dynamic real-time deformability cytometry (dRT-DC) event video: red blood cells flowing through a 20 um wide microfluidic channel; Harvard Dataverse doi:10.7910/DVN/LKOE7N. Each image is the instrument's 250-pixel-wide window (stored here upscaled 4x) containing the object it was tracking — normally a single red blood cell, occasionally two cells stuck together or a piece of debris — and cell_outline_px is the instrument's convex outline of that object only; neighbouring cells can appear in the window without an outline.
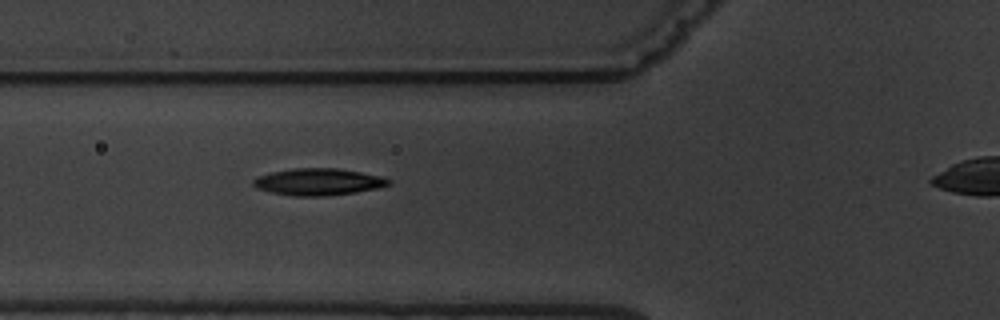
{"species": "common noctule bat (a hibernating species)", "species_latin": "Nyctalus noctula", "temperature_condition": "warm", "stored_images_in_passage": 5, "segment_of_instrument_passage": [1, 2], "camera_frame_rate_fps": 3000, "um_per_image_px": 0.085, "animal": {"sex": "male", "body_mass_g": 19.5, "forearm_length_mm": 54.6}, "frame": {"image": 1, "passage_image": 4, "time_ms": 3.333, "image_size_px": [1000, 320], "cell_outline_px": [[392, 184], [380, 188], [356, 192], [324, 196], [296, 196], [272, 192], [256, 188], [252, 184], [252, 180], [260, 176], [272, 172], [292, 168], [336, 168], [360, 172], [380, 176], [392, 180]], "centroid_in_image_um": [27.09, 15.46], "position_along_channel_um": 98.7, "area_um2": 21.15}}